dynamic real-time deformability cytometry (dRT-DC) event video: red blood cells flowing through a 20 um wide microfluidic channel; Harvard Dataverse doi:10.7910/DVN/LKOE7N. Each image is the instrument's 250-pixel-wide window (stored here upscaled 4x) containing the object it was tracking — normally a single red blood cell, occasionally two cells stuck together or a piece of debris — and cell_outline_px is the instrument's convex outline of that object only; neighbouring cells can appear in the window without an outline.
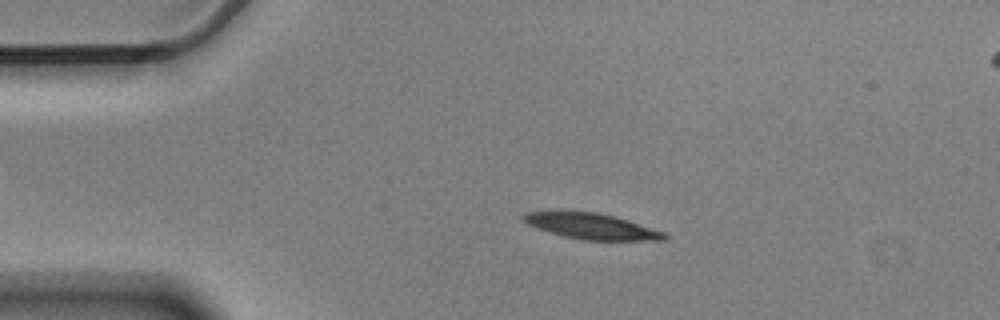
{"species": "Egyptian fruit bat (a non-hibernating species)", "species_latin": "Rousettus aegyptiacus", "temperature_condition": "cold", "stored_images_in_passage": 5, "segment_of_instrument_passage": [1, 2], "camera_frame_rate_fps": 3000, "um_per_image_px": 0.085, "animal": {"sex": "male"}, "frame": {"image": 1, "passage_image": 3, "time_ms": 0.667, "image_size_px": [1000, 320], "cell_outline_px": [[668, 240], [580, 240], [548, 232], [528, 224], [520, 216], [528, 212], [596, 212], [628, 220], [664, 232], [668, 236]], "centroid_in_image_um": [50.31, 19.25], "position_along_channel_um": 34.7, "area_um2": 20.81}}